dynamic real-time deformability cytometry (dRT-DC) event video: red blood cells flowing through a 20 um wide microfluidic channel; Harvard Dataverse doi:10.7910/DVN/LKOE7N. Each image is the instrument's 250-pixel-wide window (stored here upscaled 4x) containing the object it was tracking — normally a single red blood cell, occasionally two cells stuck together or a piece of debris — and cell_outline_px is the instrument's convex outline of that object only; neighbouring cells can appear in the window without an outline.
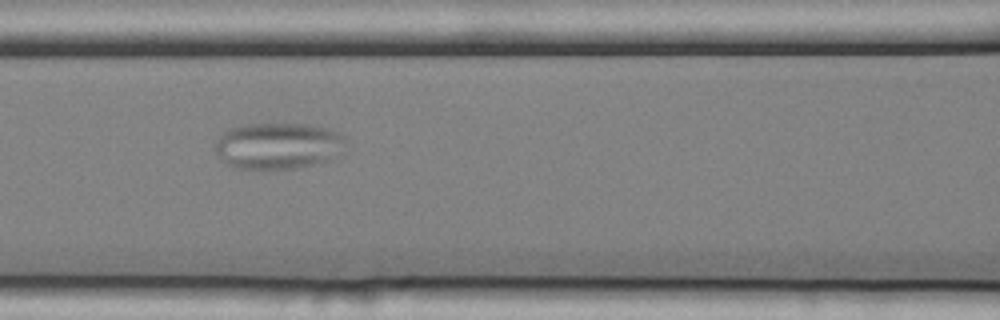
{"species": "common noctule bat (a hibernating species)", "species_latin": "Nyctalus noctula", "temperature_condition": "cold", "stored_images_in_passage": 4, "camera_frame_rate_fps": 3000, "um_per_image_px": 0.085, "animal": {"sex": "female", "body_mass_g": 25.1}, "frame": {"image": 1, "passage_image": 4, "time_ms": 1.0, "image_size_px": [1000, 320], "cell_outline_px": [[344, 140], [324, 160], [312, 164], [296, 168], [236, 168], [220, 160], [216, 152], [216, 144], [220, 136], [228, 128], [244, 124], [308, 124], [328, 128], [344, 136]], "centroid_in_image_um": [23.49, 12.36], "position_along_channel_um": 143.1, "area_um2": 34.16}}